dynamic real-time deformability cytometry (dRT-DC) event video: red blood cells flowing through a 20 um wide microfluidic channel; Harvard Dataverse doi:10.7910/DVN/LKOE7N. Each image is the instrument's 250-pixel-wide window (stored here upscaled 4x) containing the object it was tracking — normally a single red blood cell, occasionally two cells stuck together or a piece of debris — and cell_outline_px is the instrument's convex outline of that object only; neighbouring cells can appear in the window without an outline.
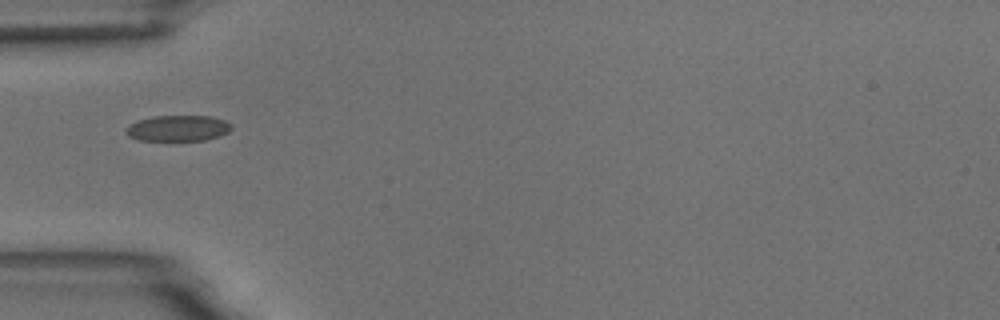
{"species": "common noctule bat (a hibernating species)", "species_latin": "Nyctalus noctula", "temperature_condition": "room temperature", "stored_images_in_passage": 2, "camera_frame_rate_fps": 3000, "um_per_image_px": 0.085, "animal": {"sex": "male", "body_mass_g": 18.8}, "frame": {"image": 1, "passage_image": 1, "time_ms": 0.0, "image_size_px": [1000, 320], "cell_outline_px": [[232, 128], [228, 132], [220, 136], [204, 140], [140, 140], [128, 136], [124, 132], [124, 128], [128, 124], [152, 116], [212, 116], [224, 120], [232, 124]], "centroid_in_image_um": [15.11, 10.89], "position_along_channel_um": 69.9, "area_um2": 16.01}}